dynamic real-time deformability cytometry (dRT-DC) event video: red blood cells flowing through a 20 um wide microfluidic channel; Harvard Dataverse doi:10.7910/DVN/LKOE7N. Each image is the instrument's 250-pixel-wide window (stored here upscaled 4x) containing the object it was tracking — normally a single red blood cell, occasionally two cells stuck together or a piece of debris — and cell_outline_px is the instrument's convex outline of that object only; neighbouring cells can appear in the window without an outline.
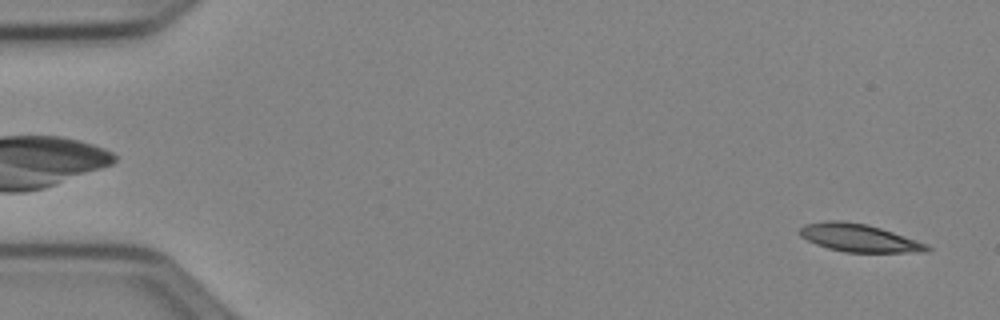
{"species": "Egyptian fruit bat (a non-hibernating species)", "species_latin": "Rousettus aegyptiacus", "temperature_condition": "cold", "stored_images_in_passage": 10, "camera_frame_rate_fps": 3000, "um_per_image_px": 0.085, "animal": {"sex": "female"}, "frame": {"image": 1, "passage_image": 2, "time_ms": 0.333, "image_size_px": [1000, 320], "cell_outline_px": [[932, 248], [924, 252], [844, 252], [828, 248], [816, 244], [800, 236], [800, 228], [804, 224], [828, 220], [840, 220], [868, 224], [928, 244]], "centroid_in_image_um": [73.0, 20.22], "position_along_channel_um": 12.0, "area_um2": 20.52}}